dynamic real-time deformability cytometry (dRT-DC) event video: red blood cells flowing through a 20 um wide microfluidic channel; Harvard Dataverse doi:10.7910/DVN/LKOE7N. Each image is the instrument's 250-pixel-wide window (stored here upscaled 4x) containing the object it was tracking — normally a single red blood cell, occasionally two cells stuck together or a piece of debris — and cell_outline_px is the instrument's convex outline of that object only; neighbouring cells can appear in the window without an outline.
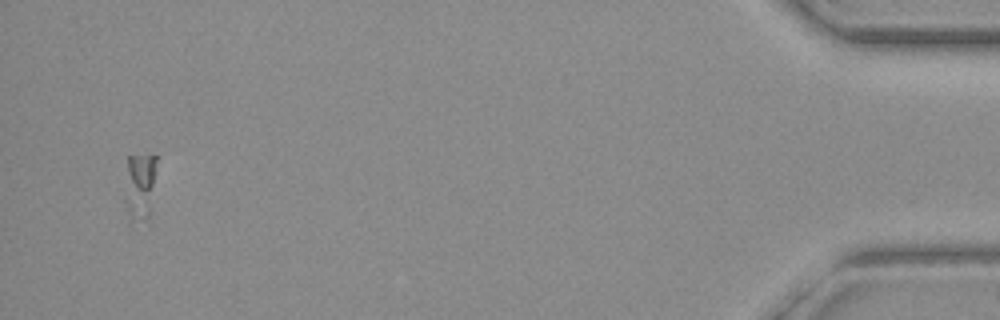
{"species": "common noctule bat (a hibernating species)", "species_latin": "Nyctalus noctula", "temperature_condition": "warm", "stored_images_in_passage": 60, "segment_of_instrument_passage": [2, 2], "camera_frame_rate_fps": 3000, "um_per_image_px": 0.085, "animal": {"sex": "female", "body_mass_g": 19.3, "forearm_length_mm": 54.1}, "frame": {"image": 1, "passage_image": 60, "time_ms": 19.667, "image_size_px": [1000, 320], "cell_outline_px": [[156, 160], [148, 220], [128, 220], [124, 200], [124, 196], [128, 156], [156, 156]], "centroid_in_image_um": [11.83, 15.86], "position_along_channel_um": 423.4, "area_um2": 12.2}}